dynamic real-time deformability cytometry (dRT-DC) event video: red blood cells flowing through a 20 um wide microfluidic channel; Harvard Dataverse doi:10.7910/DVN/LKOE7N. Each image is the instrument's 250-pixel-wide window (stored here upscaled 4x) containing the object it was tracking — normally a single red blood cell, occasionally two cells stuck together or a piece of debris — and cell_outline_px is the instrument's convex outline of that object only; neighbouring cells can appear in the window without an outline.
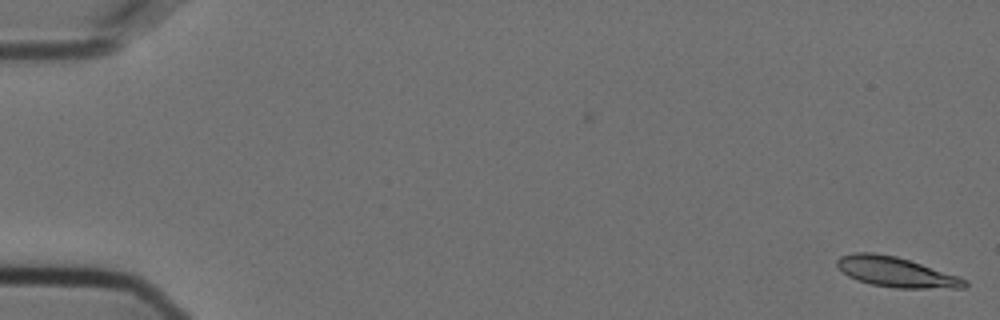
{"species": "Egyptian fruit bat (a non-hibernating species)", "species_latin": "Rousettus aegyptiacus", "temperature_condition": "cold", "stored_images_in_passage": 3, "camera_frame_rate_fps": 3000, "um_per_image_px": 0.085, "animal": {"sex": "female"}, "frame": {"image": 1, "passage_image": 3, "time_ms": 0.667, "image_size_px": [1000, 320], "cell_outline_px": [[968, 284], [964, 288], [896, 288], [872, 284], [856, 280], [848, 276], [836, 264], [836, 260], [840, 256], [852, 252], [872, 252], [896, 256], [968, 280]], "centroid_in_image_um": [76.12, 23.12], "position_along_channel_um": 8.9, "area_um2": 22.08}}